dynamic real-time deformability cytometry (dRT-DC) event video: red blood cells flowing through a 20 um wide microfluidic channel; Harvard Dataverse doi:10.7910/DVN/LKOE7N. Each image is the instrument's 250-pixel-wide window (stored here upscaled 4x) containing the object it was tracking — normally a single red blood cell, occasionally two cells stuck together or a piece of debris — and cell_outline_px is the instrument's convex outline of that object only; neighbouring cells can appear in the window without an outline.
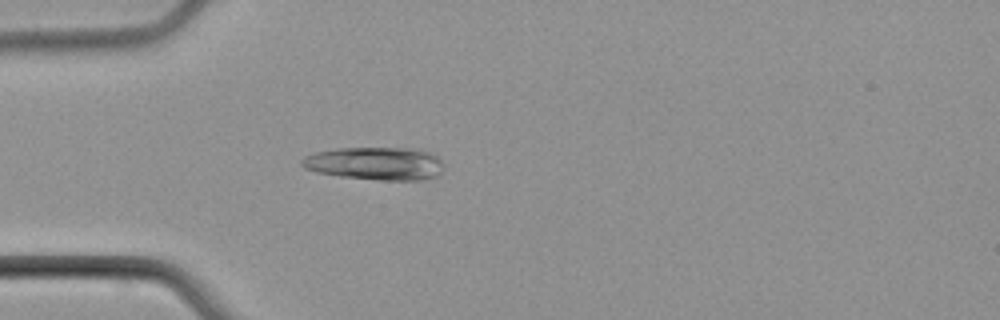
{"species": "common noctule bat (a hibernating species)", "species_latin": "Nyctalus noctula", "temperature_condition": "cold", "stored_images_in_passage": 5, "camera_frame_rate_fps": 3000, "um_per_image_px": 0.085, "animal": {"sex": "male", "body_mass_g": 21.5, "forearm_length_mm": 52.0}, "frame": {"image": 1, "passage_image": 5, "time_ms": 4.667, "image_size_px": [1000, 320], "cell_outline_px": [[444, 164], [440, 172], [436, 176], [420, 180], [380, 180], [340, 176], [316, 172], [304, 168], [300, 164], [300, 160], [304, 156], [316, 152], [336, 148], [420, 148], [436, 156]], "centroid_in_image_um": [31.88, 13.89], "position_along_channel_um": 53.1, "area_um2": 27.4}}